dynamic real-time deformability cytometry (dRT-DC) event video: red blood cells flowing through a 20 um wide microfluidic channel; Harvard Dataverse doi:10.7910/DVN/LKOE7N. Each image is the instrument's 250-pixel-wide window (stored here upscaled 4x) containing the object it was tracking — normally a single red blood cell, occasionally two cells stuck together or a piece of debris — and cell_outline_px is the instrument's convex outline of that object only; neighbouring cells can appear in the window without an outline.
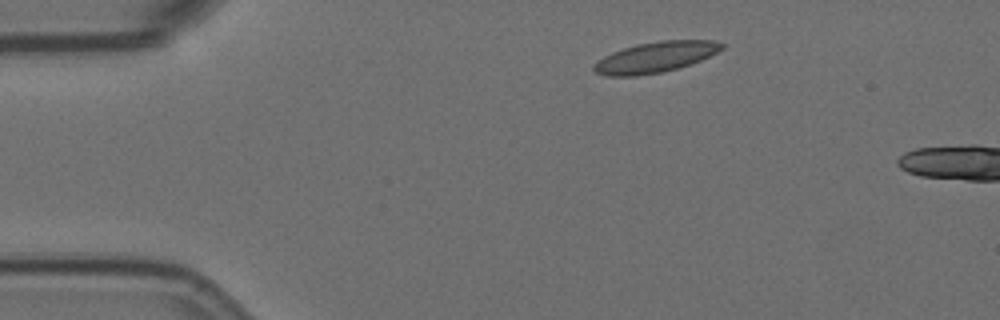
{"species": "Egyptian fruit bat (a non-hibernating species)", "species_latin": "Rousettus aegyptiacus", "temperature_condition": "room temperature", "stored_images_in_passage": 2, "camera_frame_rate_fps": 3000, "um_per_image_px": 0.085, "animal": {"sex": "female"}, "frame": {"image": 1, "passage_image": 1, "time_ms": 0.0, "image_size_px": [1000, 320], "cell_outline_px": [[724, 48], [700, 60], [676, 68], [660, 72], [636, 76], [604, 76], [596, 72], [592, 68], [592, 64], [604, 56], [612, 52], [636, 44], [660, 40], [712, 40], [724, 44]], "centroid_in_image_um": [55.65, 4.85], "position_along_channel_um": 29.3, "area_um2": 22.66}}